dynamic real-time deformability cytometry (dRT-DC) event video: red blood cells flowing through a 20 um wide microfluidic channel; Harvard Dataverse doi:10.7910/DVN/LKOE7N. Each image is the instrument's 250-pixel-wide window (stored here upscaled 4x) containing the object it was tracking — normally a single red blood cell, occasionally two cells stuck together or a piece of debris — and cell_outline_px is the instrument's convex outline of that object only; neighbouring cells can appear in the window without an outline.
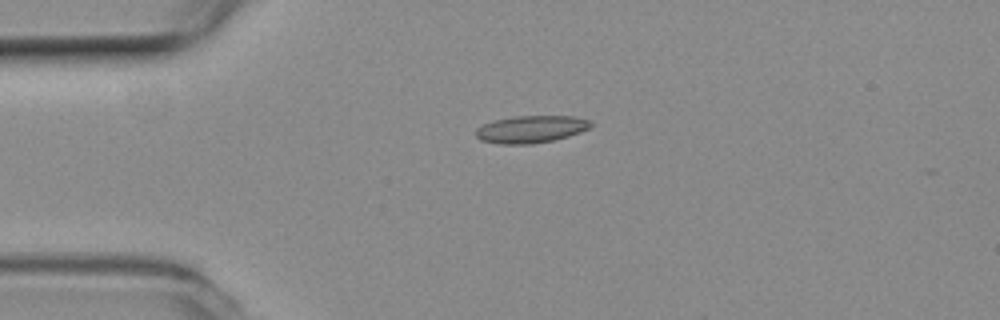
{"species": "common noctule bat (a hibernating species)", "species_latin": "Nyctalus noctula", "temperature_condition": "room temperature", "stored_images_in_passage": 3, "camera_frame_rate_fps": 3000, "um_per_image_px": 0.085, "animal": {"sex": "female", "body_mass_g": 19.3, "forearm_length_mm": 54.1}, "frame": {"image": 1, "passage_image": 1, "time_ms": 0.0, "image_size_px": [1000, 320], "cell_outline_px": [[592, 124], [588, 128], [580, 132], [568, 136], [552, 140], [532, 144], [500, 144], [480, 140], [476, 136], [476, 128], [484, 124], [496, 120], [512, 116], [572, 116], [588, 120]], "centroid_in_image_um": [45.1, 10.98], "position_along_channel_um": 39.9, "area_um2": 18.09}}
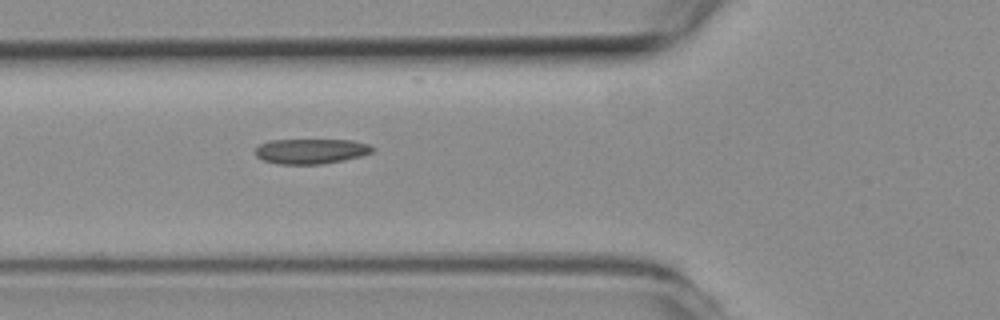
{"frame": {"image": 2, "passage_image": 3, "time_ms": 0.667, "image_size_px": [1000, 320], "cell_outline_px": [[376, 148], [372, 152], [364, 156], [344, 160], [320, 164], [276, 164], [264, 160], [256, 156], [256, 148], [260, 144], [268, 140], [352, 140], [368, 144]], "centroid_in_image_um": [26.46, 12.85], "position_along_channel_um": 99.3, "area_um2": 17.22}}